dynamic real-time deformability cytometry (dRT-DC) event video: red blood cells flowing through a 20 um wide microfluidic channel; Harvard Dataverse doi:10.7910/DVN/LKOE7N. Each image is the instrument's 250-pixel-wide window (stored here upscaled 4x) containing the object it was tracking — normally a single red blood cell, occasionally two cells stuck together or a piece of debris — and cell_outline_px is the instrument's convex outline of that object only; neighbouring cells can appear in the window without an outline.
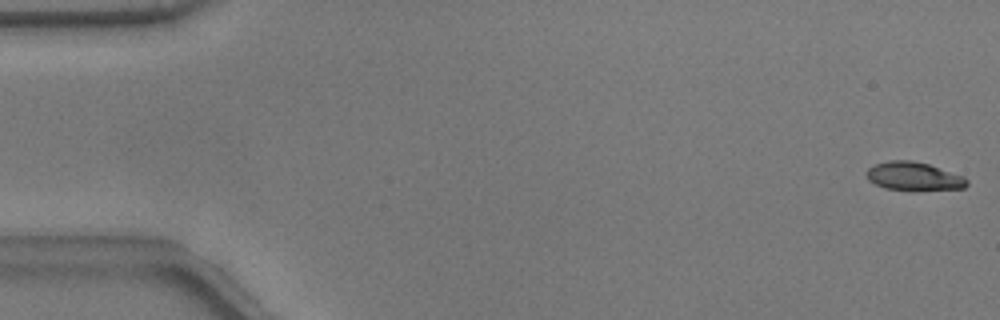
{"species": "common noctule bat (a hibernating species)", "species_latin": "Nyctalus noctula", "temperature_condition": "warm", "stored_images_in_passage": 14, "camera_frame_rate_fps": 3000, "um_per_image_px": 0.085, "animal": {"sex": "male", "body_mass_g": 17.9}, "frame": {"image": 1, "passage_image": 1, "time_ms": 0.0, "image_size_px": [1000, 320], "cell_outline_px": [[968, 184], [964, 188], [884, 188], [868, 180], [868, 168], [876, 164], [888, 160], [912, 160], [928, 164], [964, 176], [968, 180]], "centroid_in_image_um": [77.67, 14.94], "position_along_channel_um": 7.3, "area_um2": 15.84}}